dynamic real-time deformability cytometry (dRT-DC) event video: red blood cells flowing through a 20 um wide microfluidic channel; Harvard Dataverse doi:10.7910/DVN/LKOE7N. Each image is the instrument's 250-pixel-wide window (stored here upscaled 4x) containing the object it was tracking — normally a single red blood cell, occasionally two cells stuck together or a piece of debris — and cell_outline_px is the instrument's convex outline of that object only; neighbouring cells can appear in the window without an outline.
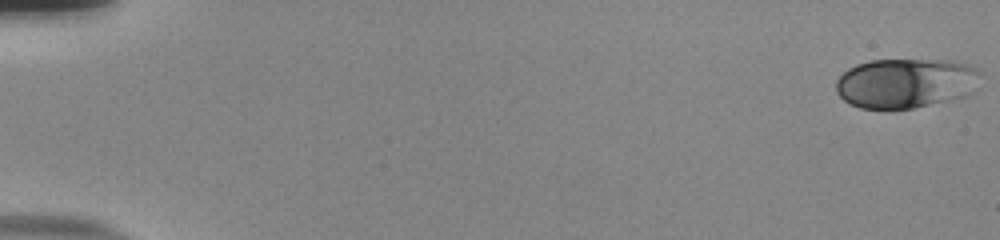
{"species": "human", "species_latin": "Homo sapiens", "temperature_condition": "room temperature", "stored_images_in_passage": 54, "camera_frame_rate_fps": 3000, "um_per_image_px": 0.085, "donor": {"sex": "male"}, "frame": {"image": 1, "passage_image": 1, "time_ms": 0.0, "image_size_px": [1000, 240], "cell_outline_px": [[980, 88], [964, 96], [912, 108], [860, 108], [844, 100], [836, 92], [836, 80], [848, 68], [856, 64], [872, 60], [948, 60], [968, 64], [976, 68], [980, 72]], "centroid_in_image_um": [77.02, 7.05], "position_along_channel_um": 8.0, "area_um2": 41.96}}
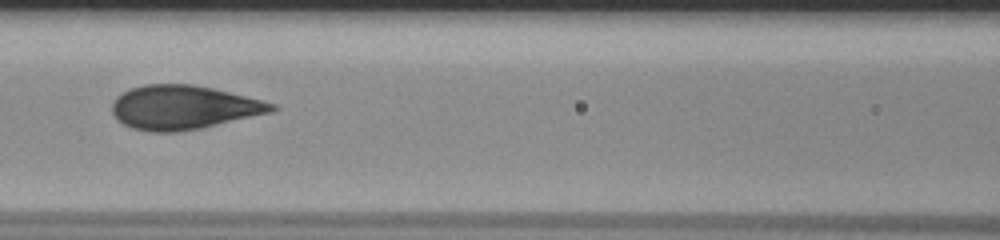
{"frame": {"image": 2, "passage_image": 26, "time_ms": 8.333, "image_size_px": [1000, 240], "cell_outline_px": [[280, 108], [272, 112], [200, 128], [176, 132], [152, 132], [132, 128], [116, 120], [112, 112], [112, 104], [116, 96], [132, 88], [144, 84], [192, 84], [212, 88], [276, 104]], "centroid_in_image_um": [15.57, 9.13], "position_along_channel_um": 151.0, "area_um2": 40.69}}
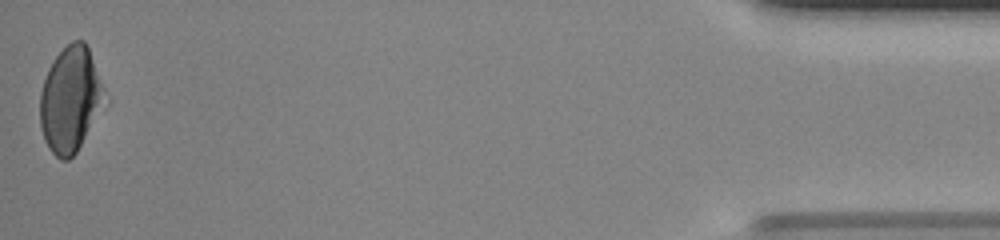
{"frame": {"image": 3, "passage_image": 54, "time_ms": 17.667, "image_size_px": [1000, 240], "cell_outline_px": [[100, 100], [84, 136], [76, 152], [68, 160], [60, 160], [48, 148], [44, 140], [40, 124], [40, 92], [48, 68], [52, 60], [72, 40], [84, 40], [88, 48], [100, 84]], "centroid_in_image_um": [5.84, 8.44], "position_along_channel_um": 429.4, "area_um2": 37.4}, "authors_computed_cell_mechanics": {"area_um2": 40.6912, "velocity_mm_per_s": 3.8646, "shape_relaxation_time_tau1_ms": 7.2682, "shape_relaxation_time_tau2_ms": null, "deformation_change_tau1": 0.1938, "deformation_change_tau2": null}}